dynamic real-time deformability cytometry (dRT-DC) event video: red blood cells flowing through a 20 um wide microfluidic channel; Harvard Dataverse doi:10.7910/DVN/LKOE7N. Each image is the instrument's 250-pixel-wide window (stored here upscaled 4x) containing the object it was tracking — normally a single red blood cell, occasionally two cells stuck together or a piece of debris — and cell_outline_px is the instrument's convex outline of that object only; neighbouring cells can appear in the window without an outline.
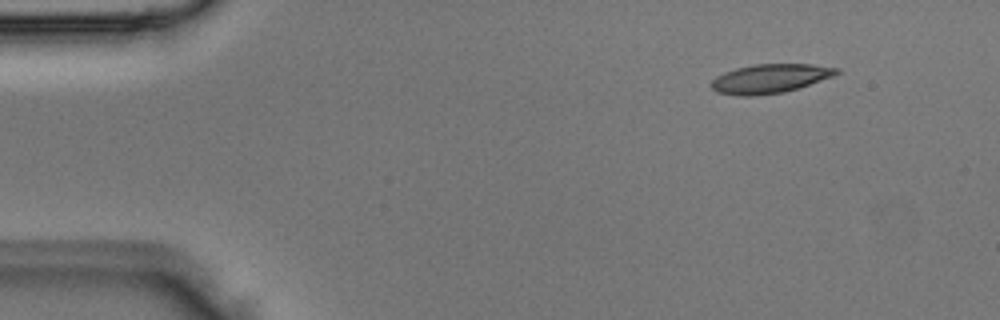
{"species": "Egyptian fruit bat (a non-hibernating species)", "species_latin": "Rousettus aegyptiacus", "temperature_condition": "room temperature", "stored_images_in_passage": 4, "camera_frame_rate_fps": 3000, "um_per_image_px": 0.085, "animal": {"sex": "male"}, "frame": {"image": 1, "passage_image": 1, "time_ms": 0.0, "image_size_px": [1000, 320], "cell_outline_px": [[840, 72], [836, 76], [784, 92], [752, 96], [740, 96], [716, 92], [712, 88], [712, 80], [716, 76], [724, 72], [736, 68], [752, 64], [812, 64], [840, 68]], "centroid_in_image_um": [65.48, 6.67], "position_along_channel_um": 19.5, "area_um2": 21.33}}
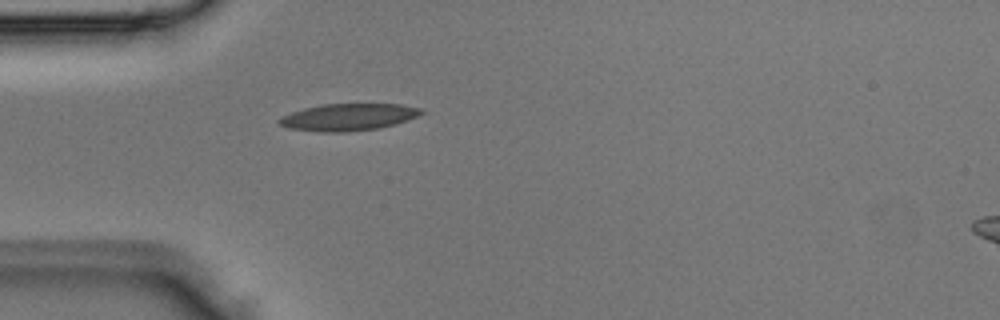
{"frame": {"image": 2, "passage_image": 3, "time_ms": 0.667, "image_size_px": [1000, 320], "cell_outline_px": [[424, 112], [420, 116], [396, 124], [380, 128], [348, 132], [320, 132], [288, 128], [280, 124], [276, 120], [280, 116], [304, 108], [324, 104], [400, 104], [424, 108]], "centroid_in_image_um": [29.64, 9.95], "position_along_channel_um": 55.4, "area_um2": 22.66}}